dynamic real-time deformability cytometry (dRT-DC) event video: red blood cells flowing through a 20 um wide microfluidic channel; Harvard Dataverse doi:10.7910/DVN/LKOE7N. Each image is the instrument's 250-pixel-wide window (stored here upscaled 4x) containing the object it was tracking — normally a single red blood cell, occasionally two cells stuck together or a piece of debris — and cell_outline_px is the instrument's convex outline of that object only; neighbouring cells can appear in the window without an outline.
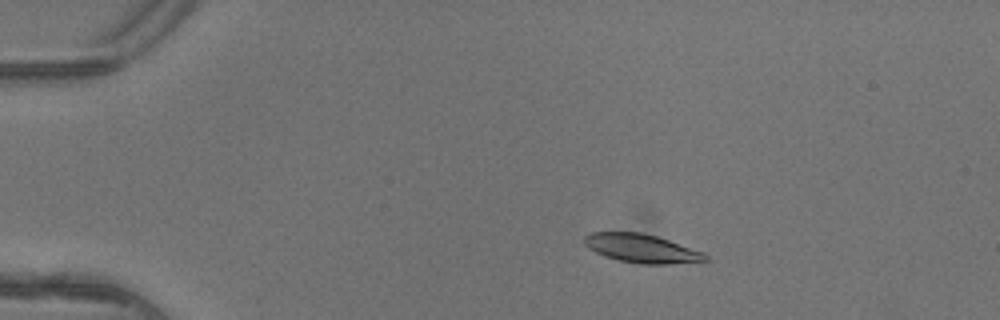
{"species": "common noctule bat (a hibernating species)", "species_latin": "Nyctalus noctula", "temperature_condition": "warm", "stored_images_in_passage": 7, "camera_frame_rate_fps": 3000, "um_per_image_px": 0.085, "animal": {"sex": "female"}, "frame": {"image": 1, "passage_image": 3, "time_ms": 0.667, "image_size_px": [1000, 320], "cell_outline_px": [[708, 260], [668, 264], [644, 264], [620, 260], [604, 256], [588, 248], [584, 244], [584, 236], [588, 232], [640, 232], [656, 236], [704, 252], [708, 256]], "centroid_in_image_um": [54.51, 21.1], "position_along_channel_um": 30.5, "area_um2": 20.06}}
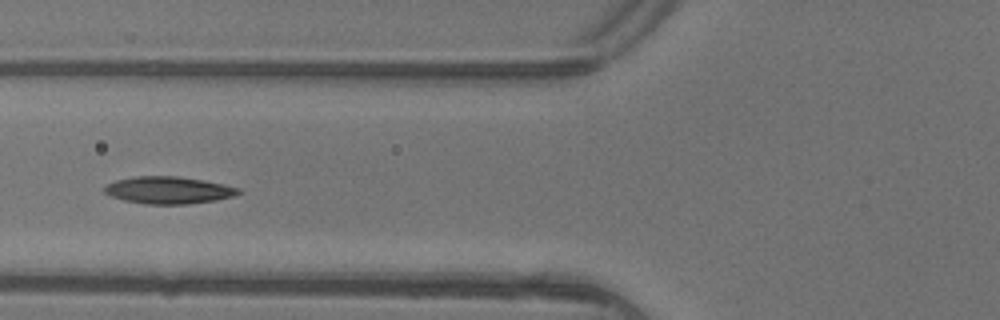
{"frame": {"image": 2, "passage_image": 6, "time_ms": 1.667, "image_size_px": [1000, 320], "cell_outline_px": [[240, 192], [232, 196], [216, 200], [188, 204], [144, 204], [124, 200], [112, 196], [104, 192], [104, 188], [108, 184], [116, 180], [136, 176], [176, 176], [204, 180], [240, 188]], "centroid_in_image_um": [14.32, 16.16], "position_along_channel_um": 111.5, "area_um2": 21.04}}
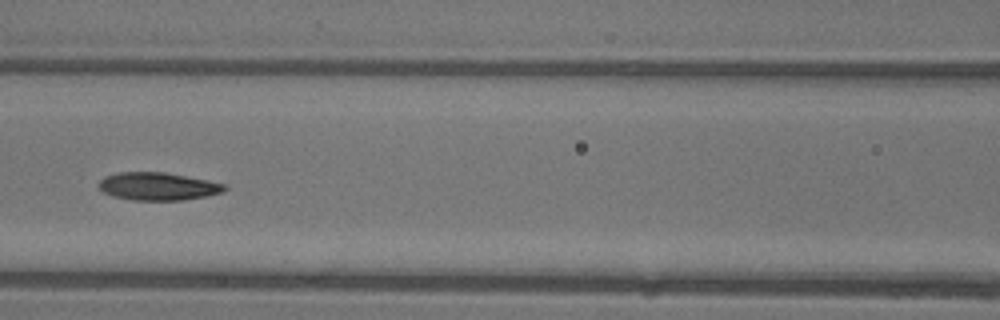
{"frame": {"image": 3, "passage_image": 7, "time_ms": 2.0, "image_size_px": [1000, 320], "cell_outline_px": [[228, 188], [224, 192], [208, 196], [184, 200], [132, 200], [112, 196], [104, 192], [96, 184], [104, 176], [120, 172], [164, 172], [208, 180], [228, 184]], "centroid_in_image_um": [13.46, 15.84], "position_along_channel_um": 153.1, "area_um2": 20.63}}